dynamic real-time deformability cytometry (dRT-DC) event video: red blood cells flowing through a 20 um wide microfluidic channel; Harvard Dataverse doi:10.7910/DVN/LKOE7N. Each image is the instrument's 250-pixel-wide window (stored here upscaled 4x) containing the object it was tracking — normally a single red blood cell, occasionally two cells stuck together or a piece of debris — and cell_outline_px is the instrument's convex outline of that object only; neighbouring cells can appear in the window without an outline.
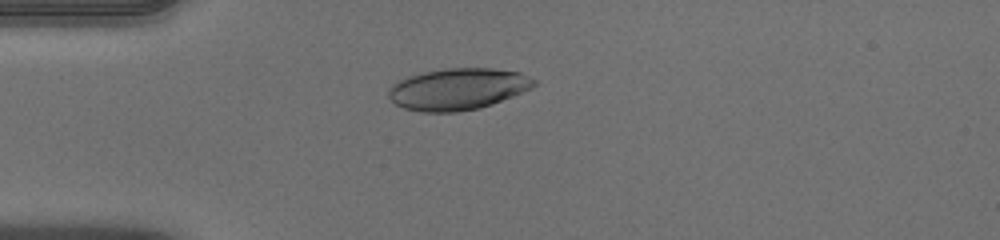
{"species": "human", "species_latin": "Homo sapiens", "temperature_condition": "warm", "stored_images_in_passage": 39, "camera_frame_rate_fps": 3000, "um_per_image_px": 0.085, "donor": {"sex": "male"}, "frame": {"image": 1, "passage_image": 1, "time_ms": 0.0, "image_size_px": [1000, 240], "cell_outline_px": [[536, 84], [532, 88], [492, 104], [480, 108], [456, 112], [424, 112], [404, 108], [396, 104], [388, 96], [388, 88], [392, 84], [408, 76], [424, 72], [448, 68], [492, 68], [520, 72], [536, 80]], "centroid_in_image_um": [38.92, 7.56], "position_along_channel_um": 46.1, "area_um2": 35.2}}
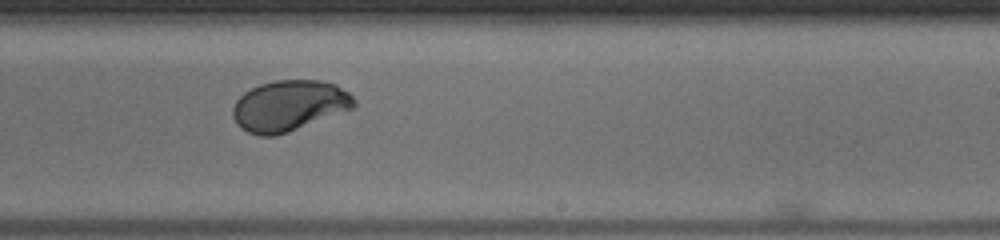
{"frame": {"image": 2, "passage_image": 19, "time_ms": 6.0, "image_size_px": [1000, 240], "cell_outline_px": [[356, 104], [352, 108], [288, 132], [276, 136], [260, 136], [248, 132], [240, 128], [236, 124], [232, 116], [232, 108], [236, 100], [244, 92], [260, 84], [276, 80], [320, 80], [336, 84], [348, 92], [356, 100]], "centroid_in_image_um": [24.54, 8.98], "position_along_channel_um": 264.5, "area_um2": 35.84}}
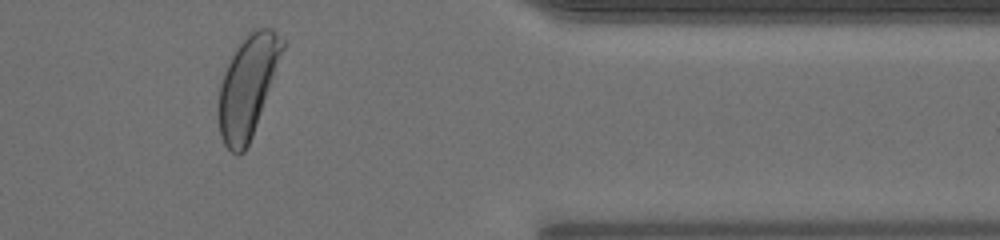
{"frame": {"image": 3, "passage_image": 30, "time_ms": 9.667, "image_size_px": [1000, 240], "cell_outline_px": [[284, 48], [252, 136], [244, 152], [236, 156], [224, 144], [220, 136], [220, 84], [224, 72], [236, 48], [248, 32], [256, 28], [272, 28], [284, 40]], "centroid_in_image_um": [21.06, 7.32], "position_along_channel_um": 390.3, "area_um2": 36.7}, "authors_computed_cell_mechanics": {"area_um2": 35.836, "velocity_mm_per_s": 3.9745, "shape_relaxation_time_tau1_ms": 2.9788, "shape_relaxation_time_tau2_ms": null, "deformation_change_tau1": 0.1848, "deformation_change_tau2": null}}